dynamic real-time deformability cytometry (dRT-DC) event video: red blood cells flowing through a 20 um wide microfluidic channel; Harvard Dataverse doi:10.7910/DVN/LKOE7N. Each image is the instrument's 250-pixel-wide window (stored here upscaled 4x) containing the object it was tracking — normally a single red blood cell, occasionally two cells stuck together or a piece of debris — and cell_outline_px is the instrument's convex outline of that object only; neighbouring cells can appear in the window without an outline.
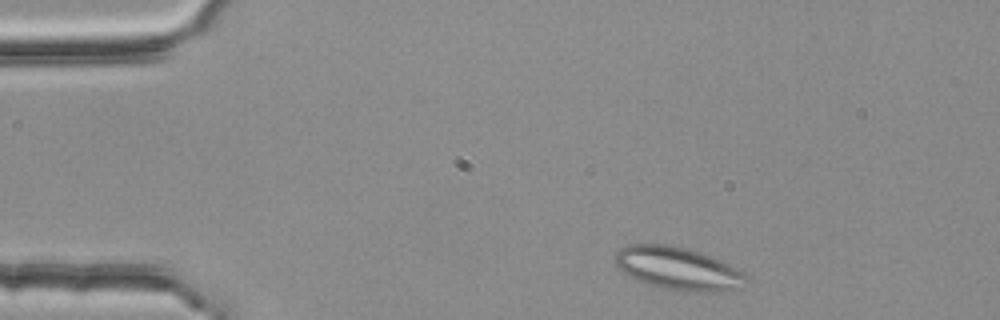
{"species": "common noctule bat (a hibernating species)", "species_latin": "Nyctalus noctula", "temperature_condition": "room temperature", "stored_images_in_passage": 2, "camera_frame_rate_fps": 3000, "um_per_image_px": 0.085, "animal": {"sex": "female", "body_mass_g": 25.1}, "frame": {"image": 1, "passage_image": 1, "time_ms": 0.0, "image_size_px": [1000, 320], "cell_outline_px": [[748, 280], [744, 288], [720, 292], [680, 292], [660, 288], [648, 284], [624, 272], [616, 264], [616, 252], [620, 248], [628, 244], [672, 244], [688, 248], [724, 260], [744, 272], [748, 276]], "centroid_in_image_um": [57.74, 22.83], "position_along_channel_um": 27.3, "area_um2": 33.41}}